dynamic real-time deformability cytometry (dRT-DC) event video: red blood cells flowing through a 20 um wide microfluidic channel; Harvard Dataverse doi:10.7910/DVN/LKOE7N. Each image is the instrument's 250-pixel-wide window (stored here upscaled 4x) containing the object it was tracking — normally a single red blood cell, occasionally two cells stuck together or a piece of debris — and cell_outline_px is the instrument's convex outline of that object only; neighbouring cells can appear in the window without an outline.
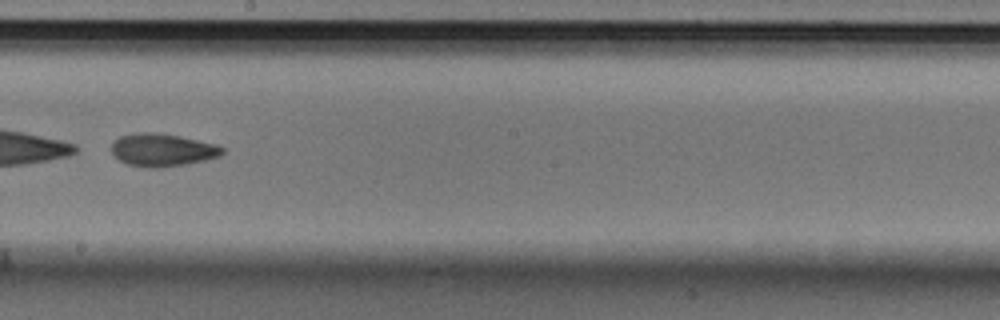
{"species": "Egyptian fruit bat (a non-hibernating species)", "species_latin": "Rousettus aegyptiacus", "temperature_condition": "cold", "stored_images_in_passage": 43, "camera_frame_rate_fps": 3000, "um_per_image_px": 0.085, "animal": {"sex": "male"}, "frame": {"image": 1, "passage_image": 21, "time_ms": 6.667, "image_size_px": [1000, 320], "cell_outline_px": [[224, 152], [220, 156], [188, 164], [160, 168], [144, 168], [128, 164], [120, 160], [112, 152], [112, 140], [120, 136], [136, 132], [148, 132], [180, 136], [212, 144], [224, 148]], "centroid_in_image_um": [13.76, 12.76], "position_along_channel_um": 234.4, "area_um2": 21.1}}
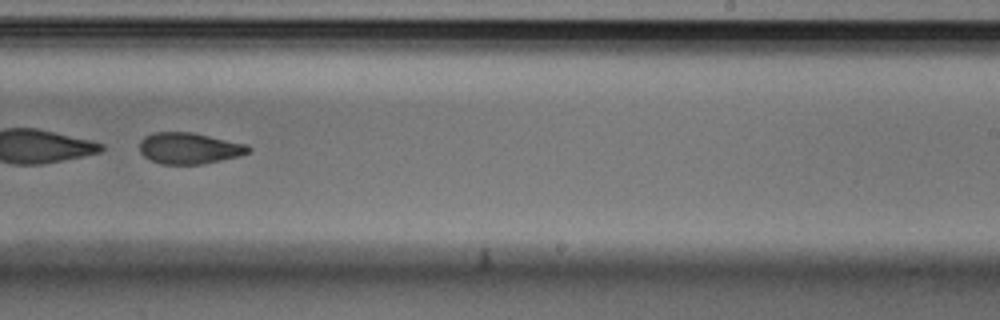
{"frame": {"image": 2, "passage_image": 24, "time_ms": 7.667, "image_size_px": [1000, 320], "cell_outline_px": [[252, 152], [240, 156], [200, 164], [160, 164], [144, 156], [140, 152], [140, 140], [144, 136], [152, 132], [192, 132], [248, 144], [252, 148]], "centroid_in_image_um": [16.11, 12.59], "position_along_channel_um": 272.9, "area_um2": 20.0}}